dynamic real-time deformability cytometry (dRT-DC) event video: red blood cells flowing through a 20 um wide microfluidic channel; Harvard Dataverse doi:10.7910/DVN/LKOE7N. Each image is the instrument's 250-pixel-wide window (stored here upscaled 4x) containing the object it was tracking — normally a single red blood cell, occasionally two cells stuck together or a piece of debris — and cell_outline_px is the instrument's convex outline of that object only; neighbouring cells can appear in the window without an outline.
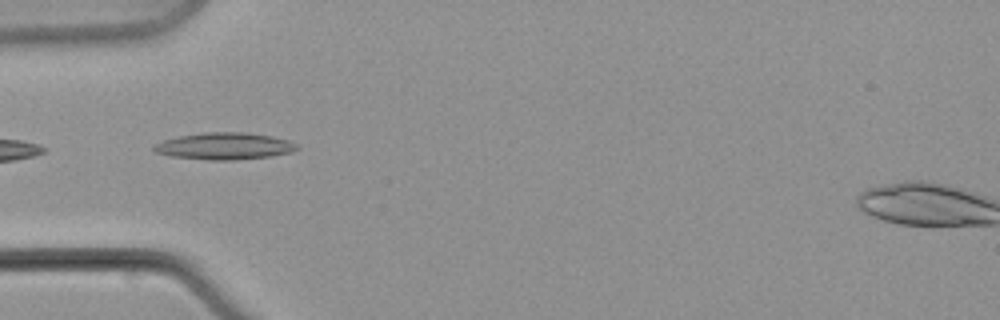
{"species": "common noctule bat (a hibernating species)", "species_latin": "Nyctalus noctula", "temperature_condition": "warm", "stored_images_in_passage": 8, "camera_frame_rate_fps": 3000, "um_per_image_px": 0.085, "animal": {"sex": "male", "body_mass_g": 21.5, "forearm_length_mm": 52.0}, "frame": {"image": 1, "passage_image": 7, "time_ms": 8.333, "image_size_px": [1000, 320], "cell_outline_px": [[300, 148], [292, 152], [268, 156], [232, 160], [208, 160], [172, 156], [156, 152], [152, 148], [156, 144], [164, 140], [180, 136], [204, 132], [248, 132], [272, 136], [288, 140], [296, 144]], "centroid_in_image_um": [19.11, 12.41], "position_along_channel_um": 65.9, "area_um2": 22.25}}
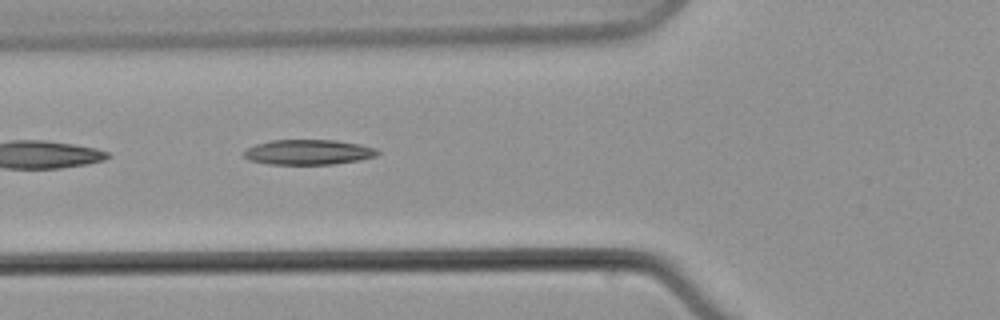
{"frame": {"image": 2, "passage_image": 8, "time_ms": 9.667, "image_size_px": [1000, 320], "cell_outline_px": [[380, 152], [376, 156], [360, 160], [332, 164], [268, 164], [248, 160], [244, 156], [244, 152], [248, 148], [256, 144], [272, 140], [336, 140], [360, 144], [376, 148]], "centroid_in_image_um": [26.23, 12.93], "position_along_channel_um": 99.6, "area_um2": 19.54}}